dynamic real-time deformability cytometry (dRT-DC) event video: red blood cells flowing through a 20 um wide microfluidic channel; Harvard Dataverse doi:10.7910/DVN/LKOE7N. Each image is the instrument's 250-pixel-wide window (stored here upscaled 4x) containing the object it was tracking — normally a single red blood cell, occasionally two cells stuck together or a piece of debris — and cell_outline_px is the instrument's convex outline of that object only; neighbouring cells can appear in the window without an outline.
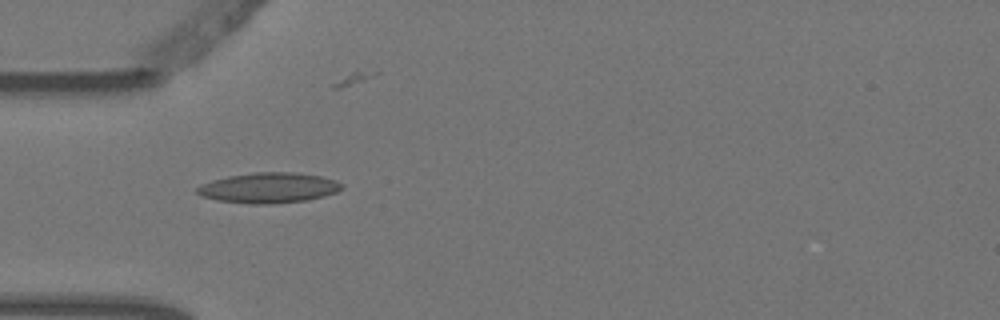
{"species": "Egyptian fruit bat (a non-hibernating species)", "species_latin": "Rousettus aegyptiacus", "temperature_condition": "warm", "stored_images_in_passage": 5, "camera_frame_rate_fps": 3000, "um_per_image_px": 0.085, "animal": {"sex": "female"}, "frame": {"image": 1, "passage_image": 3, "time_ms": 0.667, "image_size_px": [1000, 320], "cell_outline_px": [[344, 188], [336, 192], [324, 196], [308, 200], [272, 204], [252, 204], [216, 200], [200, 196], [196, 192], [196, 188], [200, 184], [212, 180], [228, 176], [256, 172], [292, 172], [320, 176], [336, 180], [344, 184]], "centroid_in_image_um": [22.84, 15.97], "position_along_channel_um": 62.2, "area_um2": 25.78}}
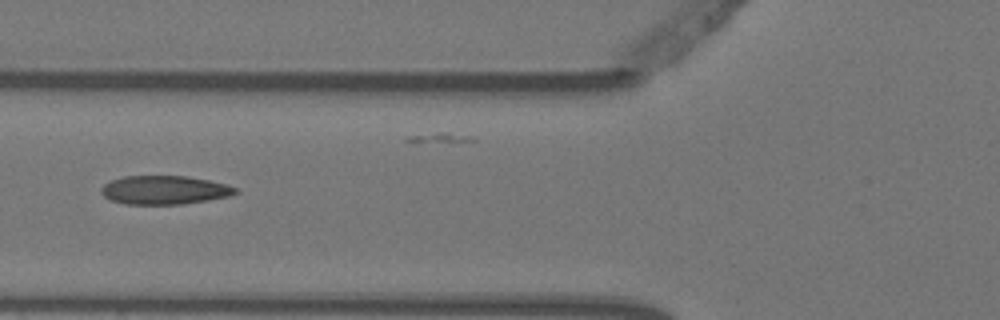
{"frame": {"image": 2, "passage_image": 4, "time_ms": 1.0, "image_size_px": [1000, 320], "cell_outline_px": [[240, 192], [228, 196], [208, 200], [184, 204], [124, 204], [112, 200], [104, 196], [100, 192], [100, 188], [104, 184], [112, 180], [124, 176], [188, 176], [208, 180], [224, 184], [236, 188]], "centroid_in_image_um": [13.96, 16.15], "position_along_channel_um": 111.8, "area_um2": 22.37}}